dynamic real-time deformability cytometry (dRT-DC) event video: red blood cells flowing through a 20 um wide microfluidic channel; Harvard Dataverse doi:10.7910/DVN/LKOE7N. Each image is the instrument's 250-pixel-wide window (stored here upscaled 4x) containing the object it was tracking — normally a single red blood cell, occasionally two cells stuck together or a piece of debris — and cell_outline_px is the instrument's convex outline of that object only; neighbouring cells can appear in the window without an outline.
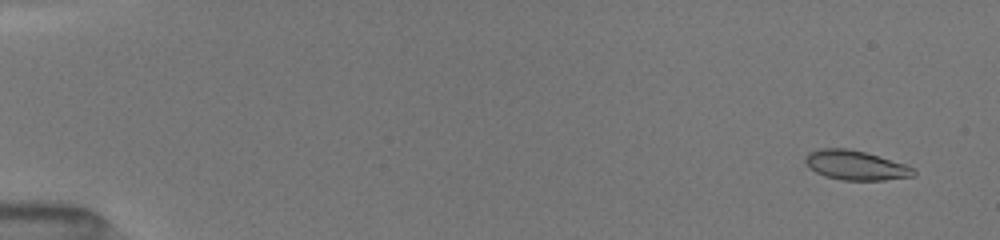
{"species": "common noctule bat (a hibernating species)", "species_latin": "Nyctalus noctula", "temperature_condition": "room temperature", "stored_images_in_passage": 25, "camera_frame_rate_fps": 3000, "um_per_image_px": 0.085, "animal": {"sex": "female", "body_mass_g": 19.5, "forearm_length_mm": 54.1}, "frame": {"image": 1, "passage_image": 4, "time_ms": 0.667, "image_size_px": [1000, 240], "cell_outline_px": [[916, 172], [912, 176], [884, 180], [844, 180], [824, 176], [816, 172], [804, 160], [804, 156], [808, 152], [820, 148], [848, 148], [864, 152], [904, 164], [916, 168]], "centroid_in_image_um": [72.71, 14.04], "position_along_channel_um": 12.3, "area_um2": 18.44}}
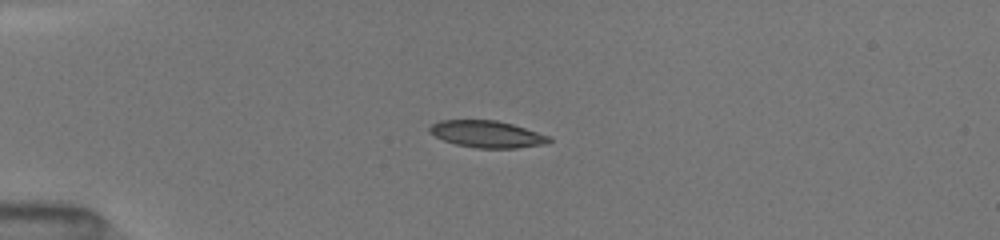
{"frame": {"image": 2, "passage_image": 19, "time_ms": 4.333, "image_size_px": [1000, 240], "cell_outline_px": [[552, 140], [548, 144], [516, 148], [476, 148], [456, 144], [444, 140], [428, 132], [428, 128], [432, 124], [440, 120], [496, 120], [512, 124], [552, 136]], "centroid_in_image_um": [41.44, 11.4], "position_along_channel_um": 43.6, "area_um2": 18.84}}